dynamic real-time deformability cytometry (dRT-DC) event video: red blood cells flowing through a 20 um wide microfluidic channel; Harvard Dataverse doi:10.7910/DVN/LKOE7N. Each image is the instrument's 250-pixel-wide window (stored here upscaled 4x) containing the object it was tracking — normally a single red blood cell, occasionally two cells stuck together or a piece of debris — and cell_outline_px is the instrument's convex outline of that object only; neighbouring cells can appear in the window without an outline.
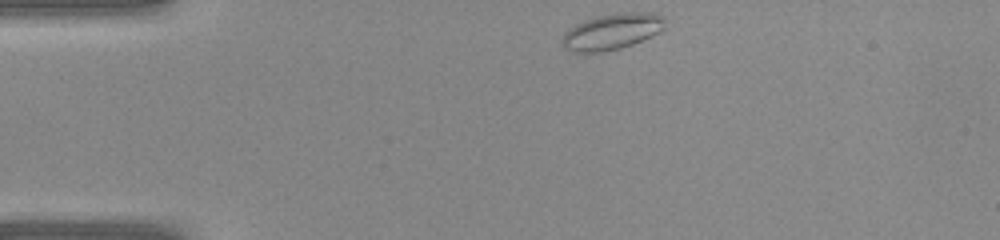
{"species": "common noctule bat (a hibernating species)", "species_latin": "Nyctalus noctula", "temperature_condition": "warm", "stored_images_in_passage": 34, "camera_frame_rate_fps": 3000, "um_per_image_px": 0.085, "animal": {"sex": "female", "body_mass_g": 22.0, "forearm_length_mm": 56.7}, "frame": {"image": 1, "passage_image": 1, "time_ms": 0.0, "image_size_px": [1000, 240], "cell_outline_px": [[664, 28], [660, 32], [632, 44], [620, 48], [600, 52], [576, 52], [564, 48], [564, 32], [576, 24], [584, 20], [596, 16], [616, 12], [656, 12], [664, 16]], "centroid_in_image_um": [52.06, 2.65], "position_along_channel_um": 32.9, "area_um2": 21.56}}
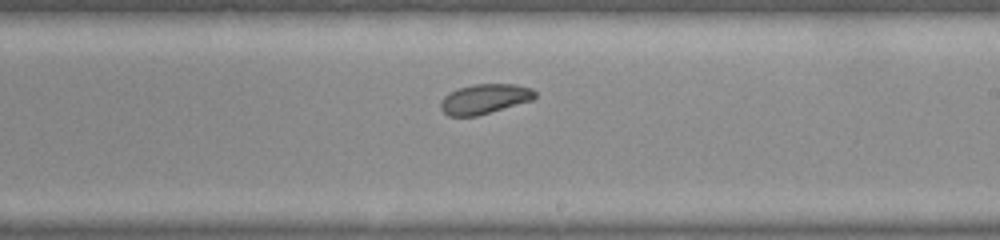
{"frame": {"image": 2, "passage_image": 17, "time_ms": 5.333, "image_size_px": [1000, 240], "cell_outline_px": [[536, 96], [532, 100], [476, 116], [448, 116], [440, 108], [440, 100], [448, 92], [456, 88], [472, 84], [516, 84], [532, 88], [536, 92]], "centroid_in_image_um": [41.16, 8.39], "position_along_channel_um": 247.8, "area_um2": 16.53}}
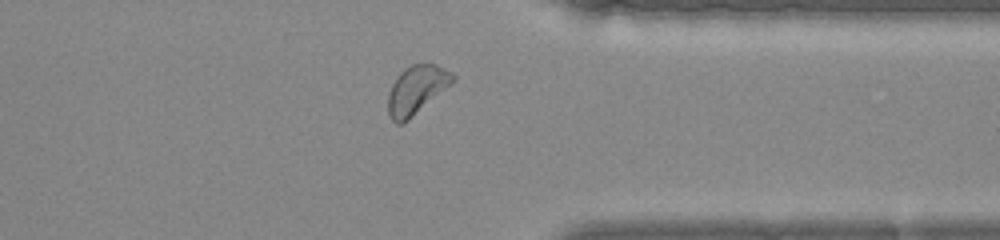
{"frame": {"image": 3, "passage_image": 25, "time_ms": 8.0, "image_size_px": [1000, 240], "cell_outline_px": [[456, 80], [408, 120], [400, 124], [396, 124], [388, 116], [388, 92], [396, 76], [404, 68], [412, 64], [436, 64], [452, 72], [456, 76]], "centroid_in_image_um": [35.39, 7.62], "position_along_channel_um": 376.0, "area_um2": 18.32}}